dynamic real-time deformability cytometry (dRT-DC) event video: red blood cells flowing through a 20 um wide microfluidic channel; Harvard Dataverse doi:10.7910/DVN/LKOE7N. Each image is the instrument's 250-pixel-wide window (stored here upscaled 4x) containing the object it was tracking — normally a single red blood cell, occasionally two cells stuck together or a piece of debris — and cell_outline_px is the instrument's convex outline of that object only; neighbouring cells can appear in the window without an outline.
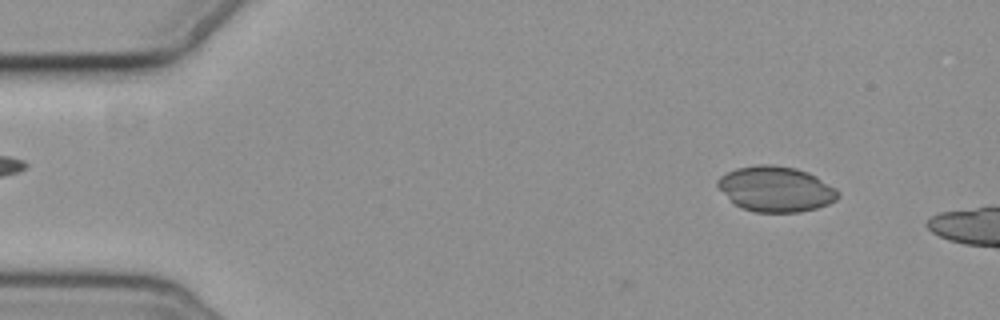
{"species": "common noctule bat (a hibernating species)", "species_latin": "Nyctalus noctula", "temperature_condition": "cold", "stored_images_in_passage": 3, "camera_frame_rate_fps": 3000, "um_per_image_px": 0.085, "animal": {"sex": "female", "body_mass_g": 19.3, "forearm_length_mm": 54.1}, "frame": {"image": 1, "passage_image": 1, "time_ms": 0.0, "image_size_px": [1000, 320], "cell_outline_px": [[840, 196], [836, 200], [828, 204], [816, 208], [800, 212], [756, 212], [740, 208], [716, 184], [716, 180], [720, 176], [736, 168], [756, 164], [776, 164], [796, 168], [808, 172], [816, 176], [836, 188], [840, 192]], "centroid_in_image_um": [65.97, 16.05], "position_along_channel_um": 19.0, "area_um2": 31.91}}